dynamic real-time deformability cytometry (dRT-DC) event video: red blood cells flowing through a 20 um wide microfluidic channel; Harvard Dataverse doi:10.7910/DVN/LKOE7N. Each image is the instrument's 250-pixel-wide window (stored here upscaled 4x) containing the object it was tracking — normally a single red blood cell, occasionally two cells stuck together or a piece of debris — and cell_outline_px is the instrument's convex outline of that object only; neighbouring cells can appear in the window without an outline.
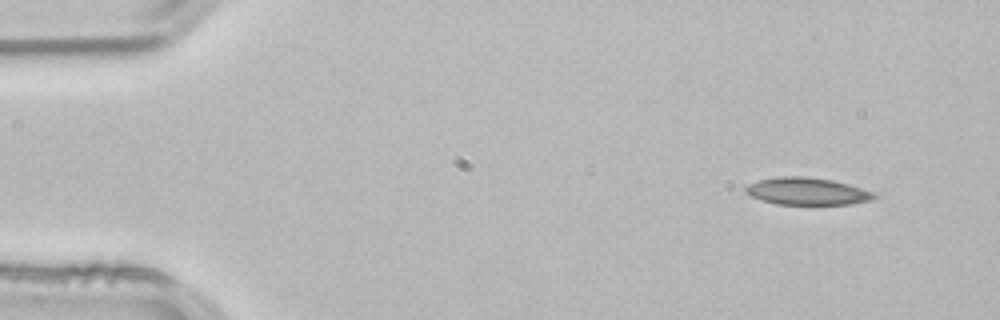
{"species": "common noctule bat (a hibernating species)", "species_latin": "Nyctalus noctula", "temperature_condition": "room temperature", "stored_images_in_passage": 52, "camera_frame_rate_fps": 3000, "um_per_image_px": 0.085, "animal": {"sex": "male", "body_mass_g": 21.5, "forearm_length_mm": 52.0}, "frame": {"image": 1, "passage_image": 4, "time_ms": 1.0, "image_size_px": [1000, 320], "cell_outline_px": [[876, 196], [872, 200], [852, 204], [776, 204], [752, 196], [744, 192], [744, 188], [748, 184], [760, 180], [780, 176], [808, 176], [832, 180], [848, 184], [872, 192]], "centroid_in_image_um": [68.59, 16.25], "position_along_channel_um": 16.4, "area_um2": 20.23}}
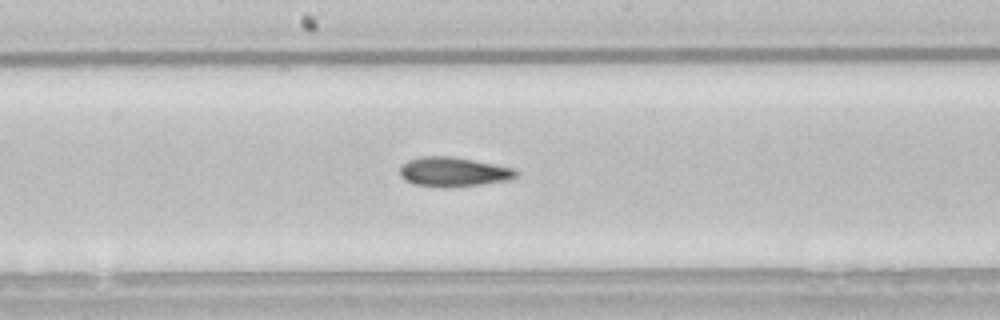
{"frame": {"image": 2, "passage_image": 27, "time_ms": 8.667, "image_size_px": [1000, 320], "cell_outline_px": [[520, 172], [512, 180], [480, 184], [444, 188], [412, 184], [404, 180], [400, 176], [400, 168], [408, 160], [420, 156], [452, 156], [496, 164], [512, 168]], "centroid_in_image_um": [38.54, 14.61], "position_along_channel_um": 209.7, "area_um2": 20.17}}
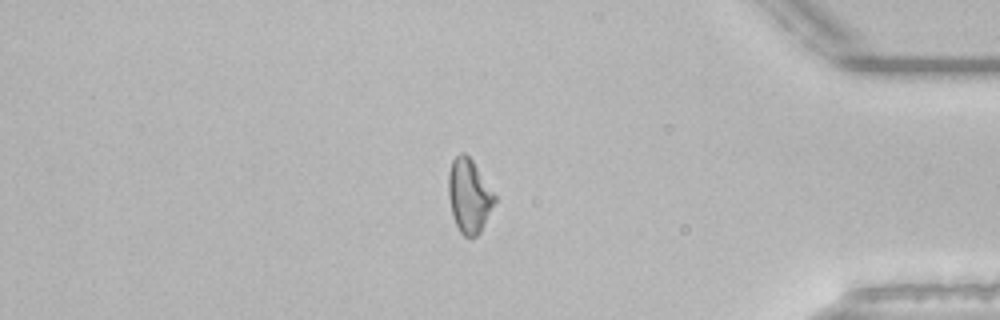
{"frame": {"image": 3, "passage_image": 44, "time_ms": 14.333, "image_size_px": [1000, 320], "cell_outline_px": [[496, 200], [480, 232], [472, 240], [464, 236], [460, 232], [456, 224], [452, 212], [448, 196], [448, 172], [452, 160], [460, 152], [464, 152], [472, 160], [496, 196]], "centroid_in_image_um": [39.86, 16.65], "position_along_channel_um": 395.3, "area_um2": 19.83}, "authors_computed_cell_mechanics": {"area_um2": 20.2878, "velocity_mm_per_s": 3.8389, "shape_relaxation_time_tau1_ms": null, "shape_relaxation_time_tau2_ms": 6.0819, "deformation_change_tau1": null, "deformation_change_tau2": 0.1544}}